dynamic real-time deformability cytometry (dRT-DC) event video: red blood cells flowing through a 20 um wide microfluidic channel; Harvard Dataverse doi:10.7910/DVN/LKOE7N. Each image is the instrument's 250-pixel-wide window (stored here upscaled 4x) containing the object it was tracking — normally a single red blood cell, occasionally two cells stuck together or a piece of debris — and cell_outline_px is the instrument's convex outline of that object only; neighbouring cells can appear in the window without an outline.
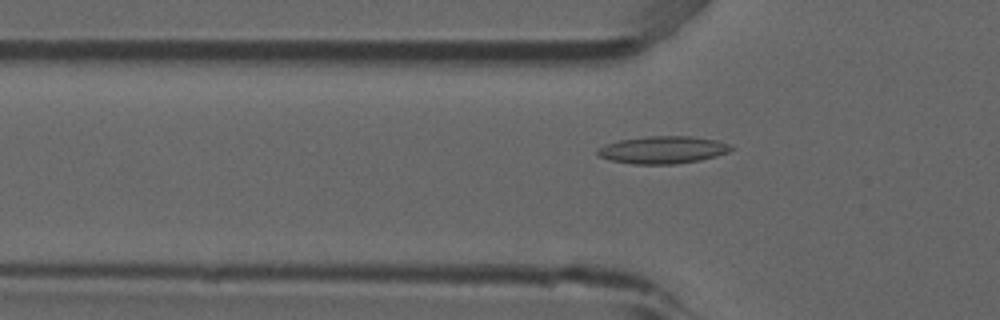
{"species": "common noctule bat (a hibernating species)", "species_latin": "Nyctalus noctula", "temperature_condition": "room temperature", "stored_images_in_passage": 52, "camera_frame_rate_fps": 3000, "um_per_image_px": 0.085, "animal": {"sex": "male", "forearm_length_mm": 52.5}, "frame": {"image": 1, "passage_image": 17, "time_ms": 5.333, "image_size_px": [1000, 320], "cell_outline_px": [[732, 148], [728, 152], [716, 156], [700, 160], [676, 164], [632, 164], [612, 160], [600, 156], [596, 152], [596, 148], [604, 144], [620, 140], [648, 136], [692, 136], [716, 140], [728, 144]], "centroid_in_image_um": [56.31, 12.73], "position_along_channel_um": 69.5, "area_um2": 21.27}}
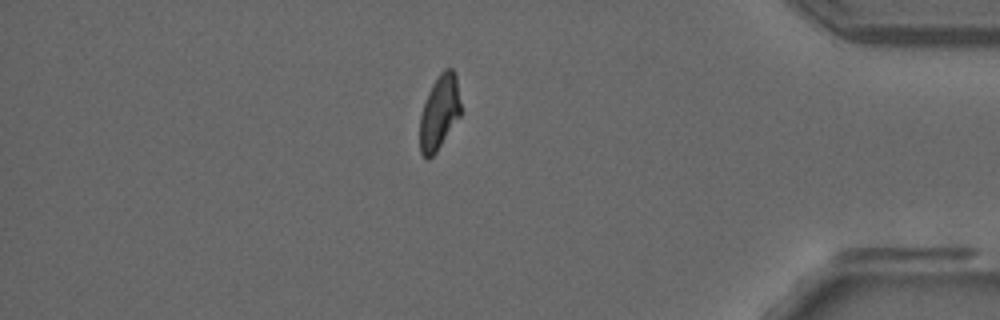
{"frame": {"image": 2, "passage_image": 45, "time_ms": 14.667, "image_size_px": [1000, 320], "cell_outline_px": [[460, 116], [436, 152], [428, 160], [420, 152], [420, 116], [428, 92], [432, 84], [440, 72], [444, 68], [452, 68], [456, 76], [460, 104]], "centroid_in_image_um": [37.33, 9.55], "position_along_channel_um": 397.9, "area_um2": 17.57}}
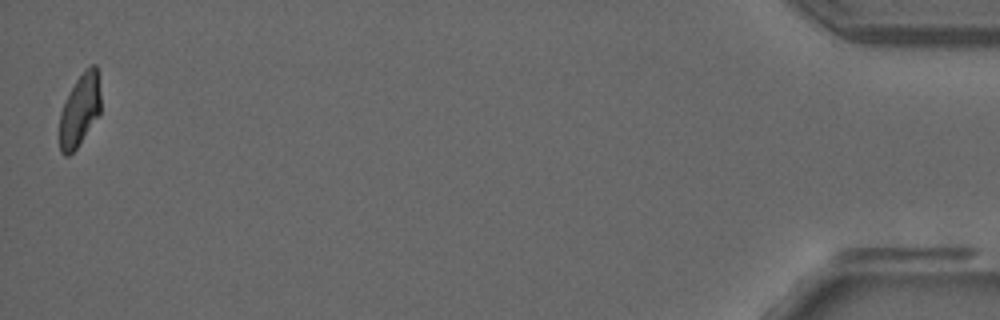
{"frame": {"image": 3, "passage_image": 52, "time_ms": 17.0, "image_size_px": [1000, 320], "cell_outline_px": [[100, 112], [76, 148], [68, 156], [64, 156], [60, 152], [60, 112], [76, 80], [84, 68], [92, 64], [96, 64], [100, 92]], "centroid_in_image_um": [6.78, 9.34], "position_along_channel_um": 428.4, "area_um2": 16.99}, "authors_computed_cell_mechanics": {"area_um2": 18.7272, "velocity_mm_per_s": 3.8976, "shape_relaxation_time_tau1_ms": null, "shape_relaxation_time_tau2_ms": 2.3018, "deformation_change_tau1": null, "deformation_change_tau2": 0.0831}}